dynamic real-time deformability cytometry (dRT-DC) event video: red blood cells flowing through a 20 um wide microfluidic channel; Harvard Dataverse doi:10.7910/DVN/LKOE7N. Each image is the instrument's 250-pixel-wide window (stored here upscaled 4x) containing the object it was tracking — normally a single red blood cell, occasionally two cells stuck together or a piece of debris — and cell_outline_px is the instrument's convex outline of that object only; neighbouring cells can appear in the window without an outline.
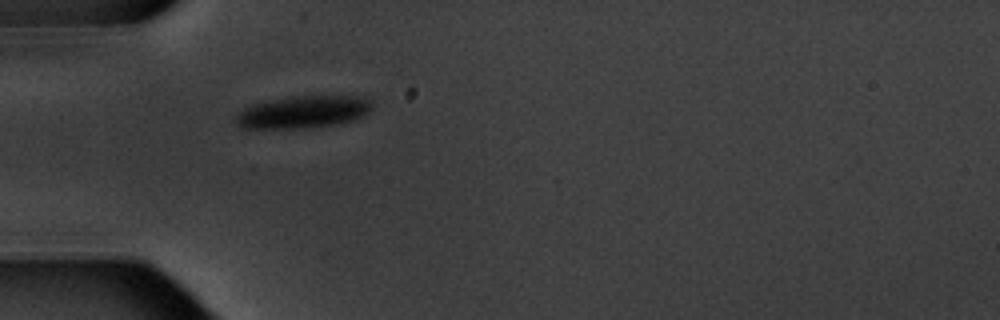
{"species": "common noctule bat (a hibernating species)", "species_latin": "Nyctalus noctula", "temperature_condition": "warm", "stored_images_in_passage": 1, "camera_frame_rate_fps": 3000, "um_per_image_px": 0.085, "animal": {"sex": "male", "body_mass_g": 20.1, "forearm_length_mm": 53.5}, "frame": {"image": 1, "passage_image": 1, "time_ms": 0.0, "image_size_px": [1000, 320], "cell_outline_px": [[372, 108], [368, 112], [356, 120], [332, 124], [304, 128], [240, 128], [232, 120], [244, 108], [252, 104], [268, 100], [296, 96], [360, 96], [368, 100], [372, 104]], "centroid_in_image_um": [25.72, 9.52], "position_along_channel_um": 59.3, "area_um2": 25.61}}